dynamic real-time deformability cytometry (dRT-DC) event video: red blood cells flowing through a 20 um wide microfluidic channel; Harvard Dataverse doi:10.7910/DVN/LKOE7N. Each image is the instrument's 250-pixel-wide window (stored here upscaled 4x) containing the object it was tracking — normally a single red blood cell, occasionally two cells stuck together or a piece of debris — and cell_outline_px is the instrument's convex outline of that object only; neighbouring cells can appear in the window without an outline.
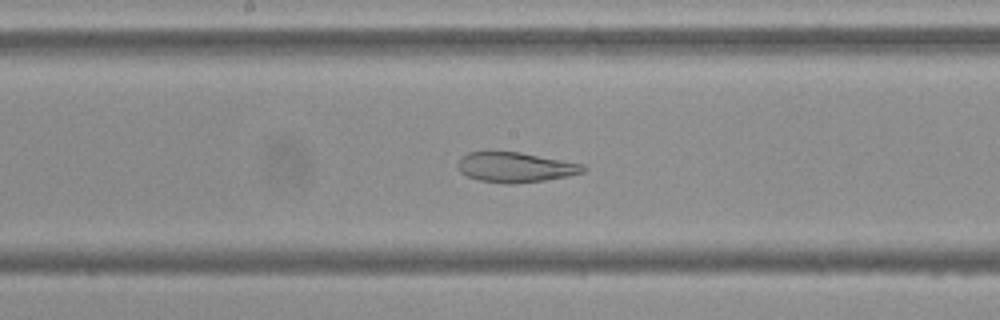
{"species": "Egyptian fruit bat (a non-hibernating species)", "species_latin": "Rousettus aegyptiacus", "temperature_condition": "cold", "stored_images_in_passage": 54, "camera_frame_rate_fps": 3000, "um_per_image_px": 0.085, "frame": {"image": 1, "passage_image": 28, "time_ms": 9.0, "image_size_px": [1000, 320], "cell_outline_px": [[588, 168], [584, 172], [568, 176], [544, 180], [512, 184], [504, 184], [480, 180], [468, 176], [460, 172], [456, 164], [460, 156], [468, 152], [520, 152], [584, 164]], "centroid_in_image_um": [43.8, 14.21], "position_along_channel_um": 204.4, "area_um2": 22.02}}
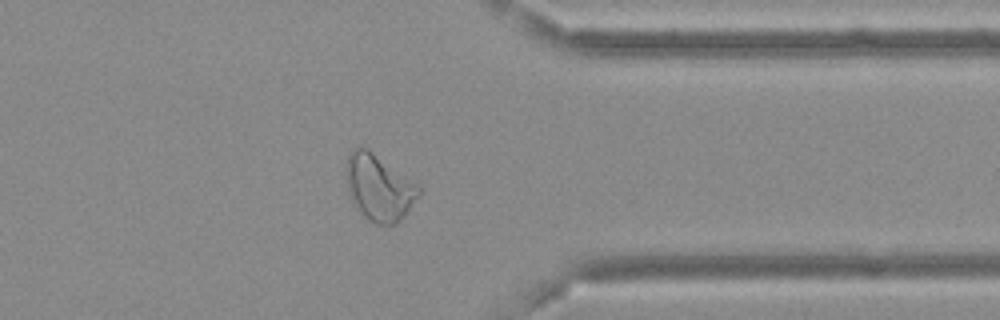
{"frame": {"image": 2, "passage_image": 43, "time_ms": 14.0, "image_size_px": [1000, 320], "cell_outline_px": [[420, 196], [404, 216], [396, 224], [376, 224], [368, 220], [352, 204], [348, 192], [348, 156], [356, 148], [368, 148], [420, 184]], "centroid_in_image_um": [32.27, 15.97], "position_along_channel_um": 379.1, "area_um2": 27.98}}
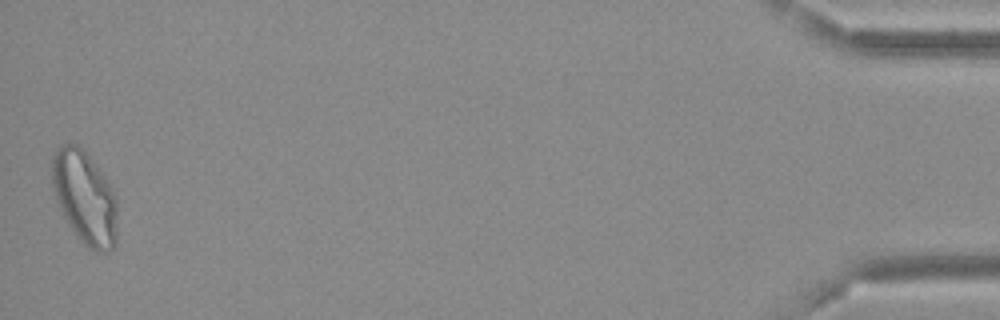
{"frame": {"image": 3, "passage_image": 54, "time_ms": 17.667, "image_size_px": [1000, 320], "cell_outline_px": [[116, 244], [112, 248], [104, 252], [96, 252], [88, 248], [84, 244], [68, 224], [60, 208], [52, 188], [52, 156], [60, 144], [76, 144], [88, 156], [104, 176], [112, 188], [116, 196]], "centroid_in_image_um": [7.19, 16.81], "position_along_channel_um": 428.0, "area_um2": 35.08}, "authors_computed_cell_mechanics": {"area_um2": 29.2468, "velocity_mm_per_s": 3.6521, "shape_relaxation_time_tau1_ms": null, "shape_relaxation_time_tau2_ms": 3.0598, "deformation_change_tau1": null, "deformation_change_tau2": 0.0974}}